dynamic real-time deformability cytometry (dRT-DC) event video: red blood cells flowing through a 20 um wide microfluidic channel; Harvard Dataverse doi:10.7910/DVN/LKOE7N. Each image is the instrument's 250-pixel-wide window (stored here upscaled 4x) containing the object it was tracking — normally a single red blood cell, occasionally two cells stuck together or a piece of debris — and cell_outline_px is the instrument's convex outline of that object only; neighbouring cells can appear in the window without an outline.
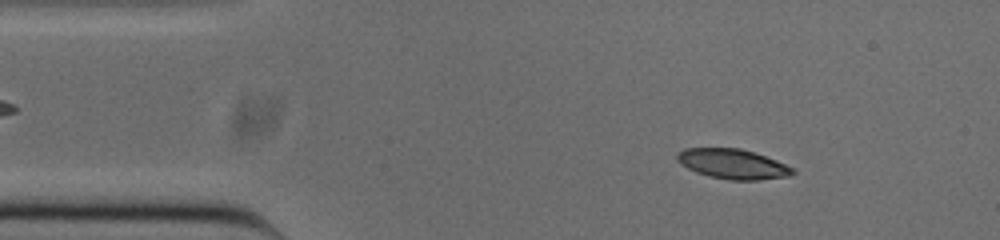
{"species": "common noctule bat (a hibernating species)", "species_latin": "Nyctalus noctula", "temperature_condition": "cold", "stored_images_in_passage": 50, "segment_of_instrument_passage": [1, 2], "camera_frame_rate_fps": 3000, "um_per_image_px": 0.085, "animal": {"sex": "male", "body_mass_g": 20.0, "forearm_length_mm": 53.3}, "frame": {"image": 1, "passage_image": 4, "time_ms": 1.0, "image_size_px": [1000, 240], "cell_outline_px": [[796, 172], [792, 176], [756, 180], [728, 180], [708, 176], [696, 172], [680, 164], [676, 160], [676, 152], [684, 148], [740, 148], [756, 152], [776, 160], [792, 168]], "centroid_in_image_um": [62.26, 13.93], "position_along_channel_um": 22.7, "area_um2": 20.35}}
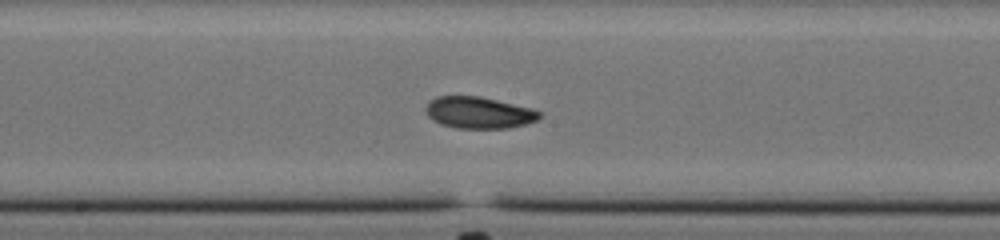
{"frame": {"image": 2, "passage_image": 23, "time_ms": 7.333, "image_size_px": [1000, 240], "cell_outline_px": [[540, 116], [536, 120], [524, 124], [508, 128], [456, 128], [440, 124], [432, 120], [428, 116], [424, 108], [428, 100], [436, 96], [480, 96], [532, 108], [540, 112]], "centroid_in_image_um": [40.63, 9.56], "position_along_channel_um": 207.6, "area_um2": 21.04}}
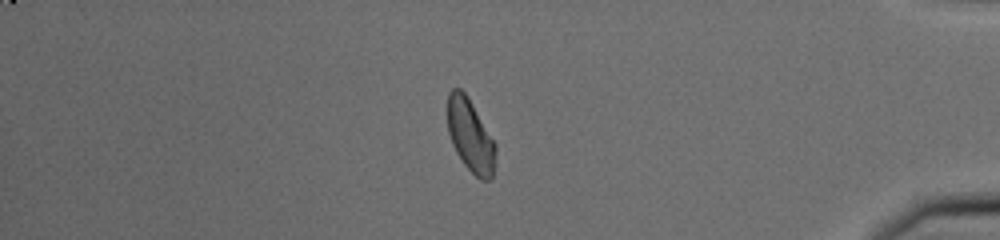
{"frame": {"image": 3, "passage_image": 41, "time_ms": 13.333, "image_size_px": [1000, 240], "cell_outline_px": [[496, 152], [492, 180], [480, 180], [464, 164], [456, 152], [452, 144], [448, 132], [448, 92], [452, 88], [460, 88], [468, 96], [496, 144]], "centroid_in_image_um": [39.99, 11.53], "position_along_channel_um": 395.2, "area_um2": 20.4}}